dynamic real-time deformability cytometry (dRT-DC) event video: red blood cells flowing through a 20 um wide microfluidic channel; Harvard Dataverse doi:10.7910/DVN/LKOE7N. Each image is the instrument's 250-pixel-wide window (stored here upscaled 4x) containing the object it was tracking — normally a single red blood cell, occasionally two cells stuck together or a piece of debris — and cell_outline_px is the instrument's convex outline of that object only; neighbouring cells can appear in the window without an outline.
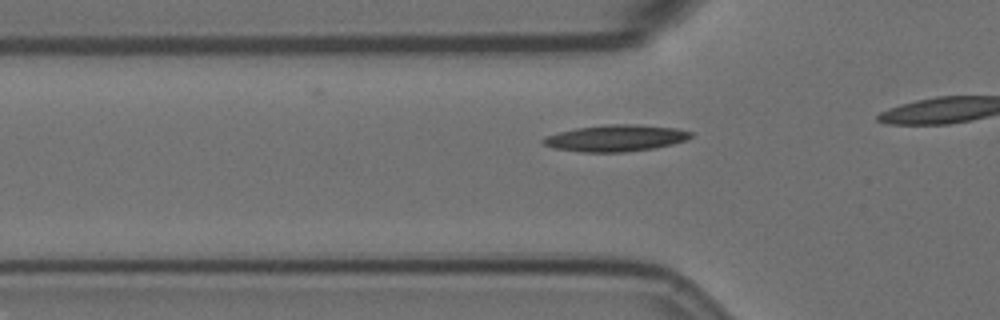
{"species": "Egyptian fruit bat (a non-hibernating species)", "species_latin": "Rousettus aegyptiacus", "temperature_condition": "room temperature", "stored_images_in_passage": 18, "camera_frame_rate_fps": 3000, "um_per_image_px": 0.085, "animal": {"sex": "female"}, "frame": {"image": 1, "passage_image": 12, "time_ms": 3.667, "image_size_px": [1000, 320], "cell_outline_px": [[692, 136], [684, 140], [672, 144], [656, 148], [628, 152], [580, 152], [552, 148], [544, 144], [540, 140], [544, 136], [576, 128], [608, 124], [636, 124], [676, 128], [692, 132]], "centroid_in_image_um": [52.31, 11.74], "position_along_channel_um": 73.5, "area_um2": 22.95}}
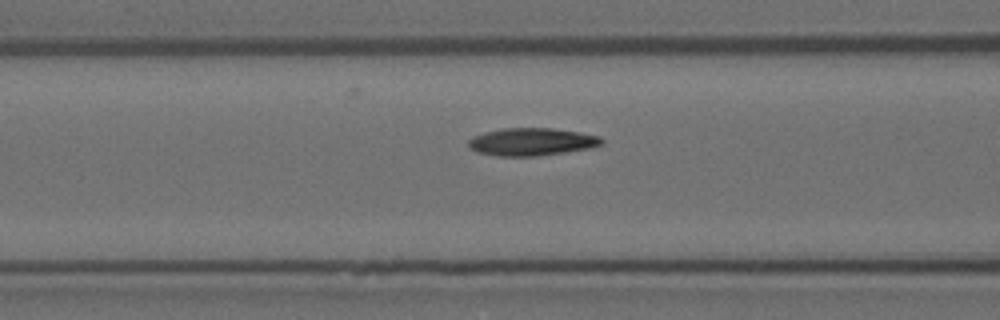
{"frame": {"image": 2, "passage_image": 16, "time_ms": 5.0, "image_size_px": [1000, 320], "cell_outline_px": [[604, 144], [592, 148], [536, 156], [496, 156], [476, 152], [468, 148], [468, 140], [472, 136], [484, 132], [504, 128], [552, 128], [580, 132], [600, 136], [604, 140]], "centroid_in_image_um": [45.19, 12.05], "position_along_channel_um": 121.4, "area_um2": 21.73}}